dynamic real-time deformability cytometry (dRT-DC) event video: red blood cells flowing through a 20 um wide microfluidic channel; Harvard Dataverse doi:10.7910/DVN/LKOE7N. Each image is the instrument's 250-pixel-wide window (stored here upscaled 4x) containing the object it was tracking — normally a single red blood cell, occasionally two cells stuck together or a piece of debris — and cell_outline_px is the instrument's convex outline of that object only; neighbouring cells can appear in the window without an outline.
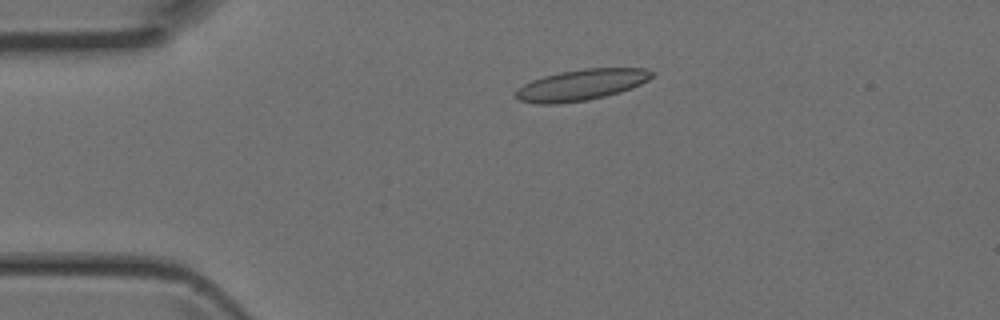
{"species": "Egyptian fruit bat (a non-hibernating species)", "species_latin": "Rousettus aegyptiacus", "temperature_condition": "room temperature", "stored_images_in_passage": 4, "camera_frame_rate_fps": 3000, "um_per_image_px": 0.085, "animal": {"sex": "female"}, "frame": {"image": 1, "passage_image": 2, "time_ms": 0.333, "image_size_px": [1000, 320], "cell_outline_px": [[656, 72], [648, 80], [632, 88], [620, 92], [588, 100], [556, 104], [536, 104], [520, 100], [512, 96], [524, 84], [532, 80], [544, 76], [560, 72], [584, 68], [644, 68]], "centroid_in_image_um": [49.42, 7.21], "position_along_channel_um": 35.6, "area_um2": 24.62}}
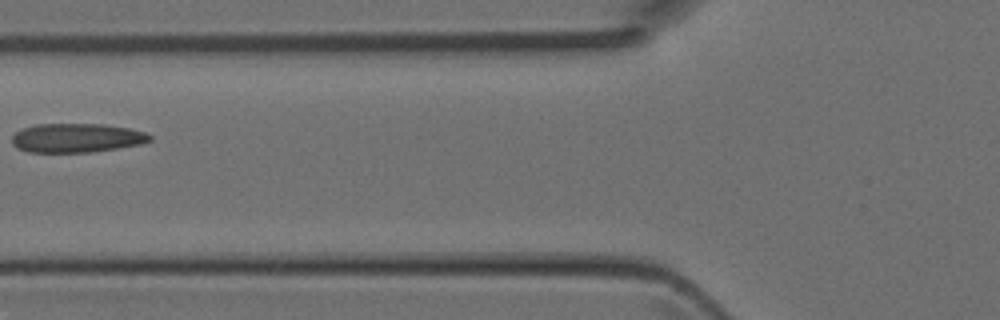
{"frame": {"image": 2, "passage_image": 4, "time_ms": 1.0, "image_size_px": [1000, 320], "cell_outline_px": [[152, 140], [144, 144], [88, 152], [28, 152], [16, 148], [12, 144], [12, 136], [16, 132], [24, 128], [36, 124], [104, 124], [128, 128], [144, 132], [152, 136]], "centroid_in_image_um": [6.52, 11.72], "position_along_channel_um": 119.3, "area_um2": 23.35}}